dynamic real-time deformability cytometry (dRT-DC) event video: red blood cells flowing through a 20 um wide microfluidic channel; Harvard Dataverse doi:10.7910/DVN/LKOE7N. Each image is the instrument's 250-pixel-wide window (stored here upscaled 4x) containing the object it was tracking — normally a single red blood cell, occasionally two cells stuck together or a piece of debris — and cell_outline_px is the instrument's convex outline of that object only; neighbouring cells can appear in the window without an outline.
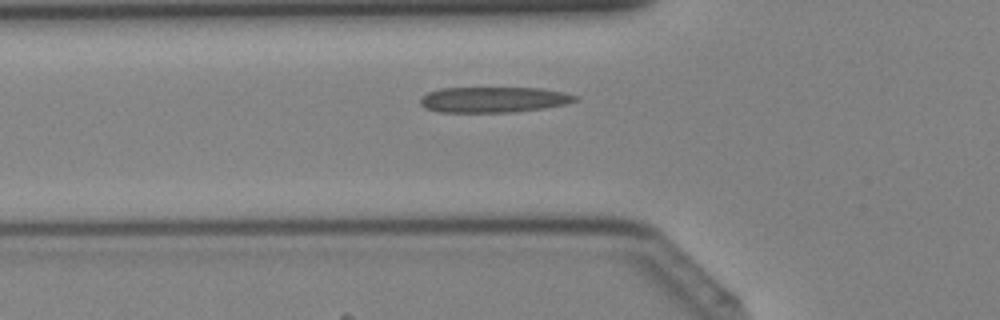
{"species": "Egyptian fruit bat (a non-hibernating species)", "species_latin": "Rousettus aegyptiacus", "temperature_condition": "cold", "stored_images_in_passage": 31, "camera_frame_rate_fps": 3000, "um_per_image_px": 0.085, "animal": {"sex": "female"}, "frame": {"image": 1, "passage_image": 4, "time_ms": 1.0, "image_size_px": [1000, 320], "cell_outline_px": [[576, 100], [564, 104], [544, 108], [516, 112], [436, 112], [424, 108], [420, 104], [420, 100], [428, 92], [440, 88], [540, 88], [564, 92], [576, 96]], "centroid_in_image_um": [41.91, 8.47], "position_along_channel_um": 83.9, "area_um2": 23.06}}
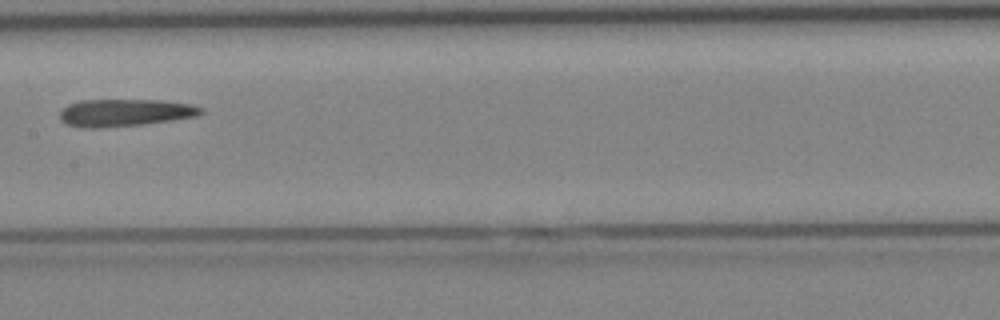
{"frame": {"image": 2, "passage_image": 11, "time_ms": 3.333, "image_size_px": [1000, 320], "cell_outline_px": [[204, 112], [196, 116], [172, 120], [144, 124], [100, 128], [84, 128], [68, 124], [60, 120], [60, 112], [68, 104], [80, 100], [164, 100], [192, 104], [204, 108]], "centroid_in_image_um": [10.64, 9.57], "position_along_channel_um": 196.8, "area_um2": 22.6}}
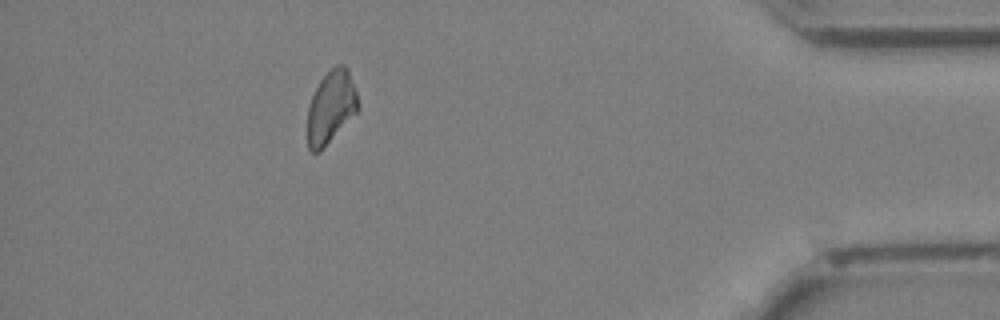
{"frame": {"image": 3, "passage_image": 27, "time_ms": 8.667, "image_size_px": [1000, 320], "cell_outline_px": [[360, 108], [320, 152], [312, 152], [308, 148], [308, 108], [312, 96], [320, 80], [336, 64], [344, 64], [348, 68], [356, 92]], "centroid_in_image_um": [28.14, 9.1], "position_along_channel_um": 407.1, "area_um2": 21.21}}